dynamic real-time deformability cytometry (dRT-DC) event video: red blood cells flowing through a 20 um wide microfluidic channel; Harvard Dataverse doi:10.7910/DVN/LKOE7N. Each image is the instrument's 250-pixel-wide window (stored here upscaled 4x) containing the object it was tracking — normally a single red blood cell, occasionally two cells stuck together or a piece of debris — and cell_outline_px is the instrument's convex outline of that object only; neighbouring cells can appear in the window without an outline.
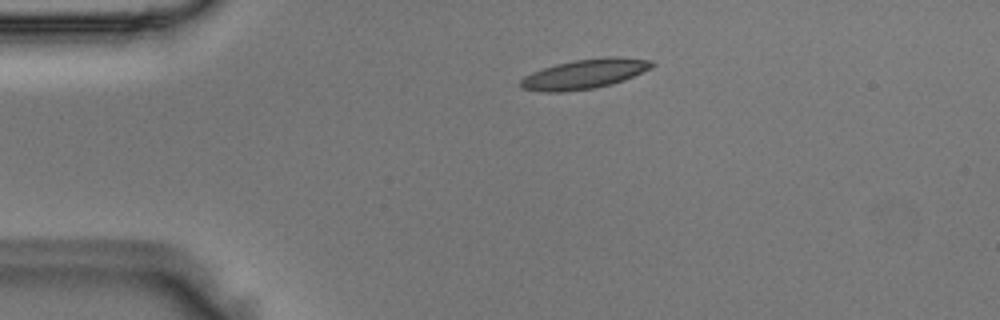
{"species": "Egyptian fruit bat (a non-hibernating species)", "species_latin": "Rousettus aegyptiacus", "temperature_condition": "room temperature", "stored_images_in_passage": 43, "camera_frame_rate_fps": 3000, "um_per_image_px": 0.085, "animal": {"sex": "male"}, "frame": {"image": 1, "passage_image": 2, "time_ms": 0.333, "image_size_px": [1000, 320], "cell_outline_px": [[656, 64], [652, 68], [624, 80], [612, 84], [596, 88], [564, 92], [544, 92], [520, 88], [520, 80], [524, 76], [532, 72], [556, 64], [576, 60], [608, 56], [616, 56], [652, 60]], "centroid_in_image_um": [49.71, 6.29], "position_along_channel_um": 35.3, "area_um2": 22.83}}
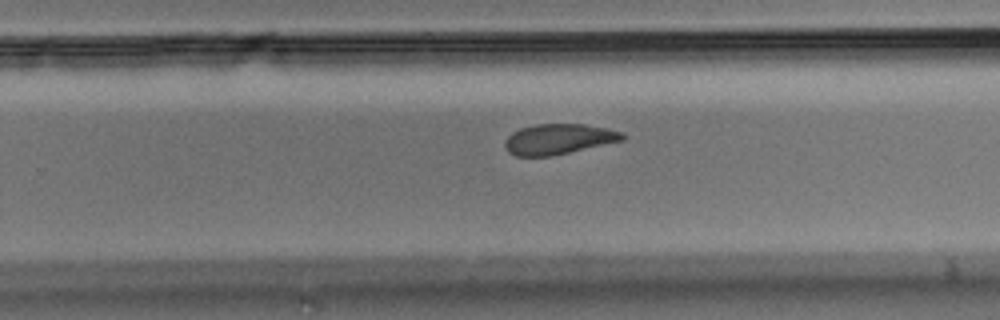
{"frame": {"image": 2, "passage_image": 24, "time_ms": 7.667, "image_size_px": [1000, 320], "cell_outline_px": [[624, 140], [552, 156], [516, 156], [508, 152], [504, 148], [504, 140], [512, 132], [520, 128], [536, 124], [584, 124], [608, 128], [624, 132]], "centroid_in_image_um": [47.46, 11.82], "position_along_channel_um": 282.3, "area_um2": 20.98}}
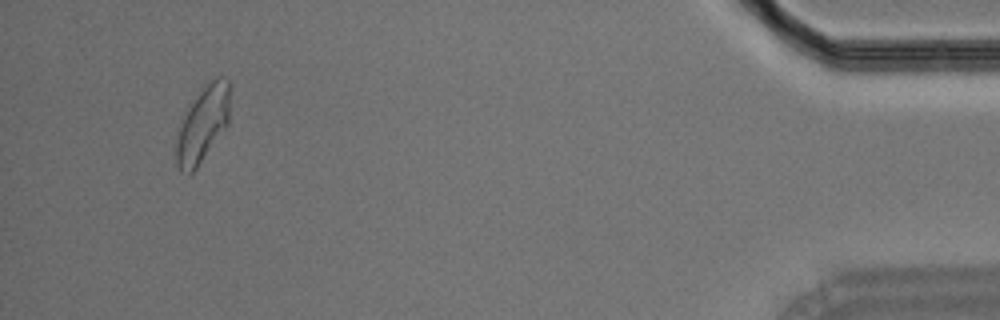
{"frame": {"image": 3, "passage_image": 40, "time_ms": 13.0, "image_size_px": [1000, 320], "cell_outline_px": [[228, 124], [196, 168], [192, 172], [180, 172], [176, 164], [176, 144], [184, 112], [204, 84], [216, 76], [220, 76], [228, 80]], "centroid_in_image_um": [17.21, 10.53], "position_along_channel_um": 418.0, "area_um2": 23.24}}